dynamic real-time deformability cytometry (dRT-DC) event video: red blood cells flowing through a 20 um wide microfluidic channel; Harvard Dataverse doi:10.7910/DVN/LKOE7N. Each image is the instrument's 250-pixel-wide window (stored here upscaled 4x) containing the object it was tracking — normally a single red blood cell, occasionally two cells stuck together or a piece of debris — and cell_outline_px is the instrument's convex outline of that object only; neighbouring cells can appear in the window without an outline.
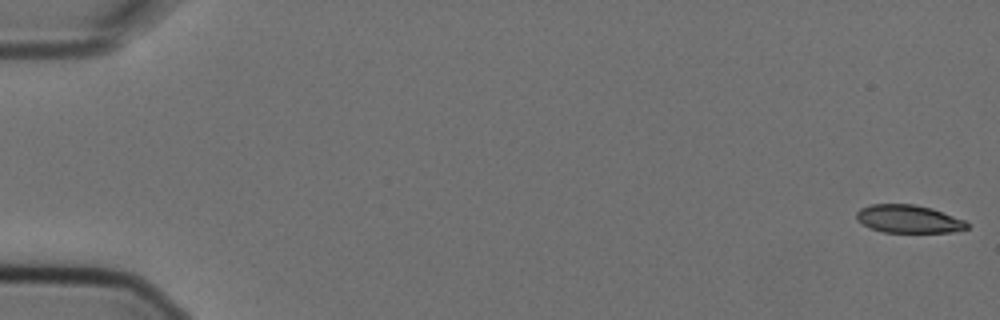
{"species": "Egyptian fruit bat (a non-hibernating species)", "species_latin": "Rousettus aegyptiacus", "temperature_condition": "cold", "stored_images_in_passage": 5, "camera_frame_rate_fps": 3000, "um_per_image_px": 0.085, "animal": {"sex": "female"}, "frame": {"image": 1, "passage_image": 1, "time_ms": 0.0, "image_size_px": [1000, 320], "cell_outline_px": [[968, 228], [956, 232], [884, 232], [872, 228], [856, 220], [856, 212], [860, 208], [872, 204], [916, 204], [932, 208], [964, 220], [968, 224]], "centroid_in_image_um": [77.23, 18.6], "position_along_channel_um": 7.8, "area_um2": 17.98}}